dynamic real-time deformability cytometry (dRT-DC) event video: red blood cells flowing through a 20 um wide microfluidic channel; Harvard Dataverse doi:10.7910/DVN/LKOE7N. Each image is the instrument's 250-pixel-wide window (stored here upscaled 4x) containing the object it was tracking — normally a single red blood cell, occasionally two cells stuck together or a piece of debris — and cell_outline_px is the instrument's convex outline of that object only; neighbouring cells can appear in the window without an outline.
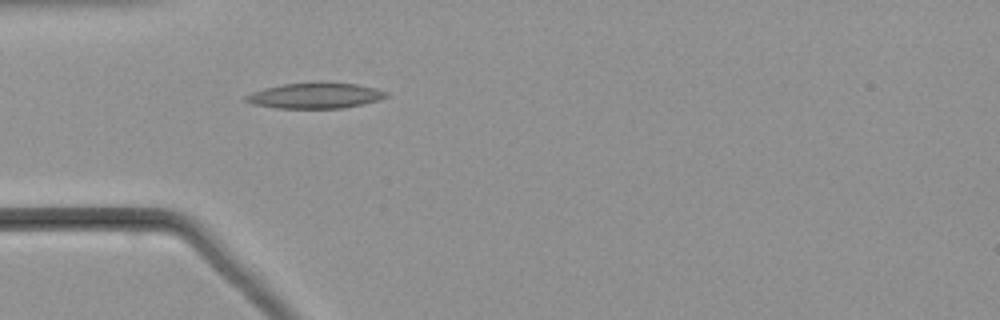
{"species": "common noctule bat (a hibernating species)", "species_latin": "Nyctalus noctula", "temperature_condition": "warm", "stored_images_in_passage": 4, "camera_frame_rate_fps": 3000, "um_per_image_px": 0.085, "animal": {"sex": "male", "body_mass_g": 21.5, "forearm_length_mm": 52.0}, "frame": {"image": 1, "passage_image": 1, "time_ms": 0.0, "image_size_px": [1000, 320], "cell_outline_px": [[388, 96], [380, 100], [344, 108], [276, 108], [252, 104], [244, 100], [244, 96], [252, 92], [264, 88], [284, 84], [320, 80], [356, 84], [376, 88], [388, 92]], "centroid_in_image_um": [26.81, 8.1], "position_along_channel_um": 58.2, "area_um2": 21.5}}
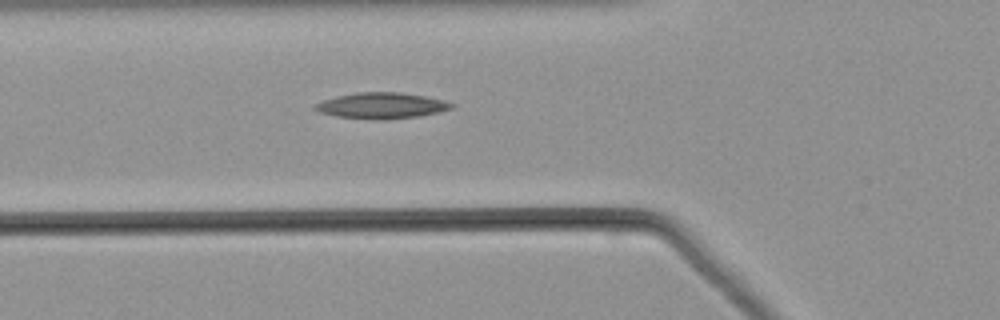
{"frame": {"image": 2, "passage_image": 4, "time_ms": 1.0, "image_size_px": [1000, 320], "cell_outline_px": [[456, 104], [452, 108], [440, 112], [416, 116], [380, 120], [376, 120], [336, 116], [320, 112], [312, 108], [316, 104], [324, 100], [336, 96], [356, 92], [400, 92], [424, 96], [444, 100]], "centroid_in_image_um": [32.44, 8.97], "position_along_channel_um": 93.4, "area_um2": 20.58}}